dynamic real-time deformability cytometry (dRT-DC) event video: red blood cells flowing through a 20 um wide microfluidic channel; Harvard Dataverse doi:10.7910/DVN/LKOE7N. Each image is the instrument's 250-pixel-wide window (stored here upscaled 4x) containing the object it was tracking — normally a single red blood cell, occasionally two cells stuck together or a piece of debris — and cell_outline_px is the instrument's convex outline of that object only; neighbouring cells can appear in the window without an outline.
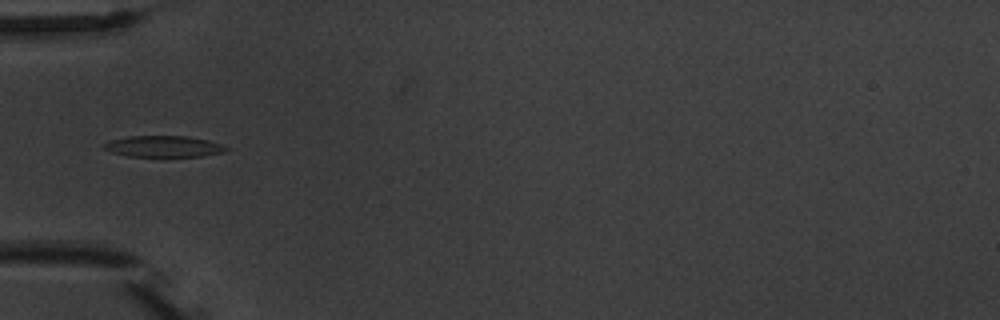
{"species": "common noctule bat (a hibernating species)", "species_latin": "Nyctalus noctula", "temperature_condition": "warm", "stored_images_in_passage": 3, "camera_frame_rate_fps": 3000, "um_per_image_px": 0.085, "animal": {"sex": "male", "body_mass_g": 20.1, "forearm_length_mm": 53.5}, "frame": {"image": 1, "passage_image": 1, "time_ms": 0.0, "image_size_px": [1000, 320], "cell_outline_px": [[228, 148], [224, 152], [200, 156], [128, 156], [112, 152], [104, 148], [104, 144], [112, 140], [128, 136], [184, 136], [208, 140], [220, 144]], "centroid_in_image_um": [13.91, 12.44], "position_along_channel_um": 71.1, "area_um2": 14.8}}
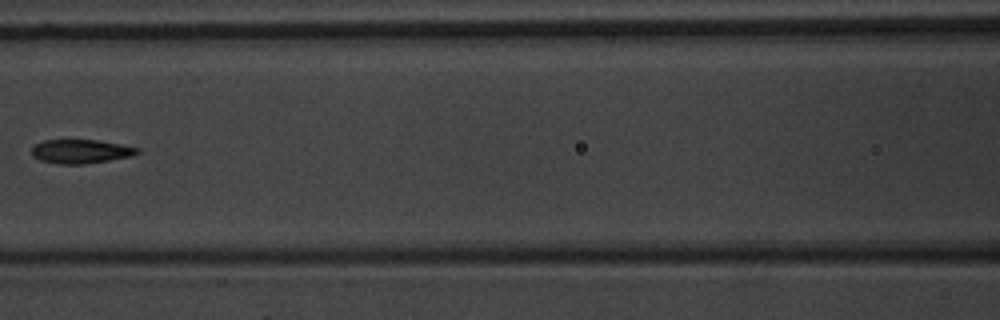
{"frame": {"image": 2, "passage_image": 3, "time_ms": 2.333, "image_size_px": [1000, 320], "cell_outline_px": [[140, 152], [132, 156], [84, 164], [60, 164], [40, 160], [32, 156], [32, 148], [36, 144], [44, 140], [96, 140], [120, 144], [140, 148]], "centroid_in_image_um": [6.87, 12.87], "position_along_channel_um": 159.7, "area_um2": 14.62}}